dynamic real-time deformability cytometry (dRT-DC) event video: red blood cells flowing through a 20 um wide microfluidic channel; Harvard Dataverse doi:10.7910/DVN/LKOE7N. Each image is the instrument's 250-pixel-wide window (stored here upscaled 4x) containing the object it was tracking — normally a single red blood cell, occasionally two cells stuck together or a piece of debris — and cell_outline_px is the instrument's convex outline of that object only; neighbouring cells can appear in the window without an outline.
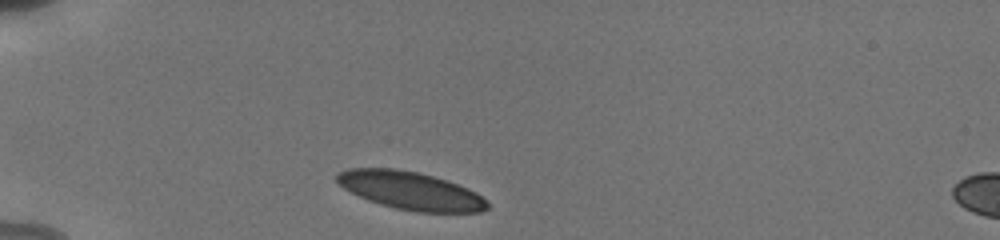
{"species": "human", "species_latin": "Homo sapiens", "temperature_condition": "cold", "stored_images_in_passage": 10, "camera_frame_rate_fps": 3000, "um_per_image_px": 0.085, "donor": {"sex": "male"}, "frame": {"image": 1, "passage_image": 1, "time_ms": 0.0, "image_size_px": [1000, 240], "cell_outline_px": [[488, 208], [480, 212], [416, 212], [396, 208], [380, 204], [368, 200], [344, 188], [336, 180], [336, 172], [348, 168], [392, 168], [416, 172], [448, 180], [468, 188], [476, 192], [488, 204]], "centroid_in_image_um": [34.88, 16.2], "position_along_channel_um": 50.1, "area_um2": 33.06}}
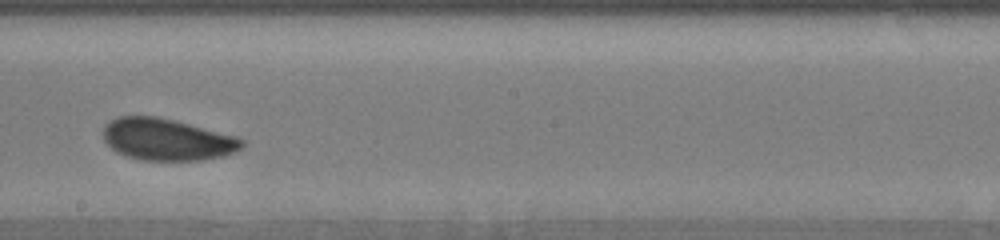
{"frame": {"image": 2, "passage_image": 6, "time_ms": 5.667, "image_size_px": [1000, 240], "cell_outline_px": [[244, 144], [236, 152], [204, 160], [140, 160], [116, 152], [104, 140], [104, 124], [120, 116], [156, 116], [240, 136], [244, 140]], "centroid_in_image_um": [14.23, 11.85], "position_along_channel_um": 234.0, "area_um2": 33.81}}
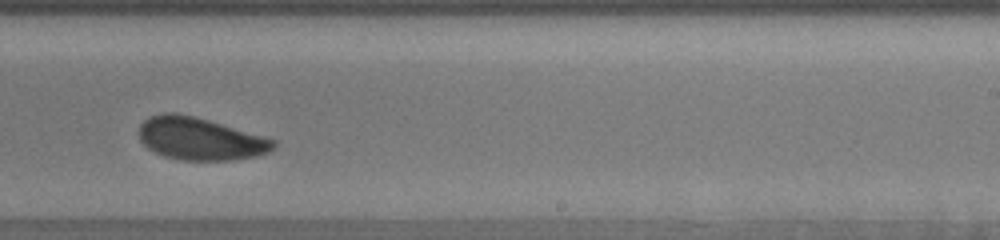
{"frame": {"image": 3, "passage_image": 7, "time_ms": 6.667, "image_size_px": [1000, 240], "cell_outline_px": [[276, 144], [268, 152], [256, 156], [236, 160], [180, 160], [164, 156], [148, 148], [140, 140], [140, 124], [148, 116], [164, 112], [176, 112], [196, 116], [264, 136], [276, 140]], "centroid_in_image_um": [17.0, 11.78], "position_along_channel_um": 272.0, "area_um2": 33.47}, "authors_computed_cell_mechanics": {"area_um2": 33.6396, "velocity_mm_per_s": 3.8001, "shape_relaxation_time_tau1_ms": 3.0074, "shape_relaxation_time_tau2_ms": 0.9014, "deformation_change_tau1": 0.0756, "deformation_change_tau2": 0.032}}